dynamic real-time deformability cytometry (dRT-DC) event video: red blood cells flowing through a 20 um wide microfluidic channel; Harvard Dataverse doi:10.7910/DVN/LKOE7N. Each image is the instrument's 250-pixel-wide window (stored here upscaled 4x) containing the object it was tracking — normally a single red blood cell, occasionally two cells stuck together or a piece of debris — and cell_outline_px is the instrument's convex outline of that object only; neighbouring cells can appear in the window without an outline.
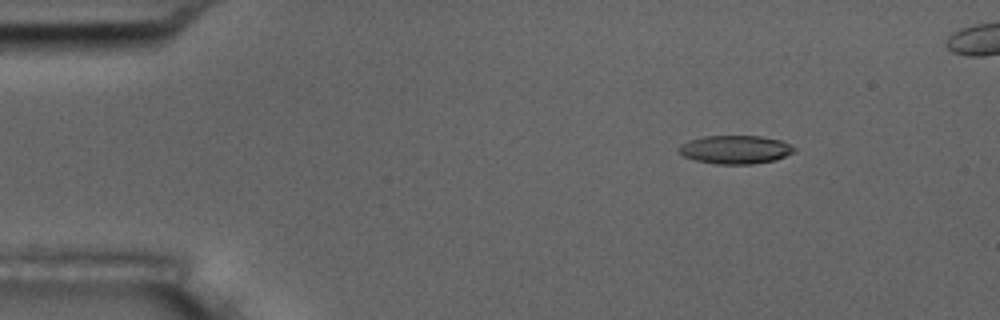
{"species": "common noctule bat (a hibernating species)", "species_latin": "Nyctalus noctula", "temperature_condition": "room temperature", "stored_images_in_passage": 7, "camera_frame_rate_fps": 3000, "um_per_image_px": 0.085, "animal": {"sex": "male", "body_mass_g": 17.5, "forearm_length_mm": 52.3}, "frame": {"image": 1, "passage_image": 3, "time_ms": 2.333, "image_size_px": [1000, 320], "cell_outline_px": [[796, 152], [776, 160], [752, 164], [716, 164], [696, 160], [684, 156], [676, 148], [680, 144], [688, 140], [704, 136], [760, 136], [780, 140], [796, 148]], "centroid_in_image_um": [62.5, 12.71], "position_along_channel_um": 22.5, "area_um2": 19.19}}